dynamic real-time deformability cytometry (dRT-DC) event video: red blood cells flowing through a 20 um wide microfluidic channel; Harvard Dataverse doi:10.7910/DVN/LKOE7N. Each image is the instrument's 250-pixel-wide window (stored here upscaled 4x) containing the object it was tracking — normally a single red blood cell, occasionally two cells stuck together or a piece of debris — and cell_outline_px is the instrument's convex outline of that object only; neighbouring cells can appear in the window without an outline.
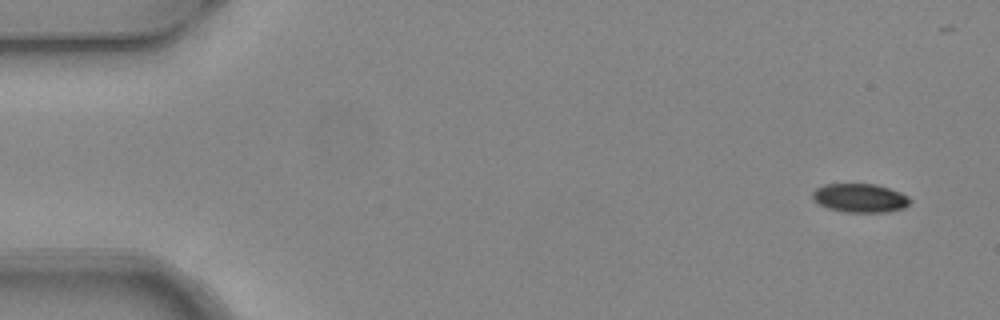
{"species": "common noctule bat (a hibernating species)", "species_latin": "Nyctalus noctula", "temperature_condition": "warm", "stored_images_in_passage": 4, "camera_frame_rate_fps": 3000, "um_per_image_px": 0.085, "animal": {"sex": "female", "body_mass_g": 24.6, "forearm_length_mm": 56.2}, "frame": {"image": 1, "passage_image": 2, "time_ms": 0.333, "image_size_px": [1000, 320], "cell_outline_px": [[912, 200], [904, 208], [884, 212], [844, 212], [828, 208], [812, 200], [812, 192], [816, 188], [824, 184], [876, 184], [900, 192], [908, 196]], "centroid_in_image_um": [73.08, 16.83], "position_along_channel_um": 11.9, "area_um2": 16.36}}